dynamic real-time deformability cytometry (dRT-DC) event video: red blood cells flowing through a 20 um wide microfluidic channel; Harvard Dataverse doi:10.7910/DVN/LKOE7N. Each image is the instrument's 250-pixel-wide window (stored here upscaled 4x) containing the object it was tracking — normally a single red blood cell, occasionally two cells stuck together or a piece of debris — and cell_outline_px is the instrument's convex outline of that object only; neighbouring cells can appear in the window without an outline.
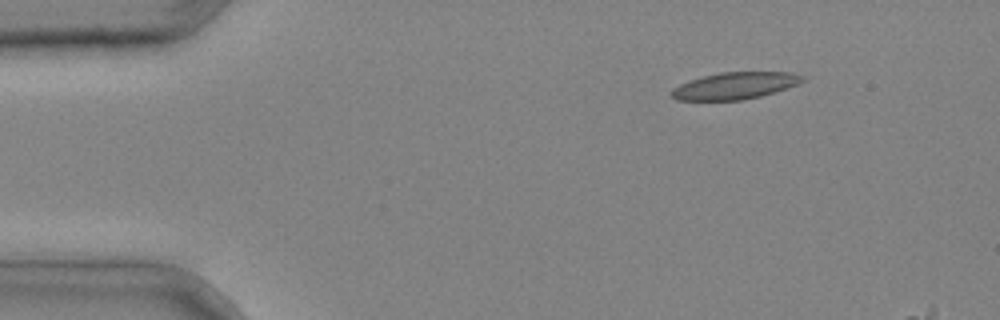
{"species": "common noctule bat (a hibernating species)", "species_latin": "Nyctalus noctula", "temperature_condition": "cold", "stored_images_in_passage": 3, "segment_of_instrument_passage": [2, 2], "camera_frame_rate_fps": 3000, "um_per_image_px": 0.085, "animal": {"sex": "male", "body_mass_g": 20.4}, "frame": {"image": 1, "passage_image": 3, "time_ms": 0.667, "image_size_px": [1000, 320], "cell_outline_px": [[808, 76], [804, 80], [788, 88], [760, 96], [740, 100], [676, 100], [668, 92], [672, 88], [680, 84], [704, 76], [720, 72], [792, 72]], "centroid_in_image_um": [62.49, 7.28], "position_along_channel_um": 22.5, "area_um2": 20.52}}